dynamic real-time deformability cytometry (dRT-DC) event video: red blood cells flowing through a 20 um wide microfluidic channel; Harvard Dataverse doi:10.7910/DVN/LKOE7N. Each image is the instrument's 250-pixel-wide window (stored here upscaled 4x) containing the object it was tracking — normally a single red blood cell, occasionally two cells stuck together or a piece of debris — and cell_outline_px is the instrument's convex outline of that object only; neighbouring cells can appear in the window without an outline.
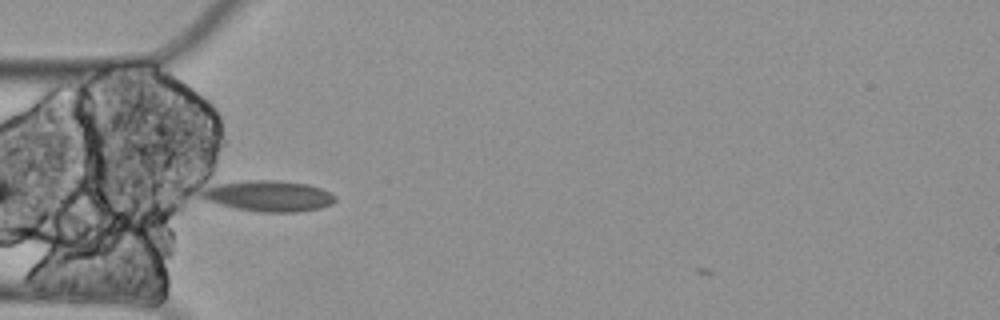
{"species": "Egyptian fruit bat (a non-hibernating species)", "species_latin": "Rousettus aegyptiacus", "temperature_condition": "cold", "stored_images_in_passage": 5, "camera_frame_rate_fps": 3000, "um_per_image_px": 0.085, "animal": {"sex": "female"}, "frame": {"image": 1, "passage_image": 1, "time_ms": 0.0, "image_size_px": [1000, 320], "cell_outline_px": [[336, 200], [332, 204], [320, 208], [296, 212], [260, 212], [236, 208], [204, 200], [196, 196], [204, 176], [280, 180], [308, 184], [320, 188], [336, 196]], "centroid_in_image_um": [22.42, 16.54], "position_along_channel_um": 62.6, "area_um2": 26.65}}
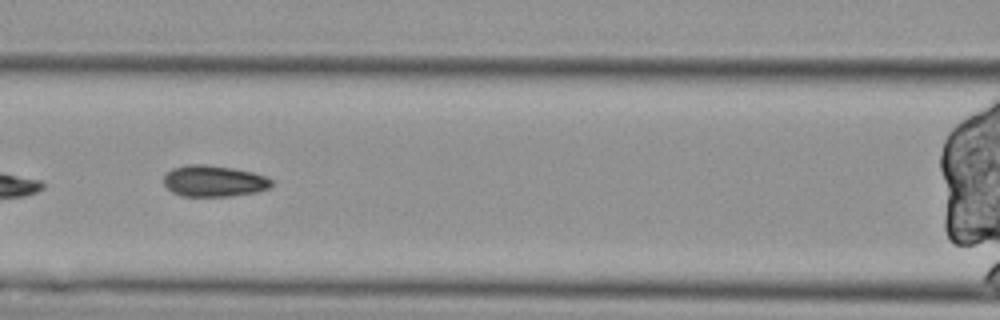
{"frame": {"image": 2, "passage_image": 3, "time_ms": 0.667, "image_size_px": [1000, 320], "cell_outline_px": [[272, 184], [268, 188], [260, 192], [232, 196], [180, 196], [172, 192], [164, 184], [164, 176], [172, 168], [184, 164], [208, 164], [232, 168], [252, 172], [268, 176], [272, 180]], "centroid_in_image_um": [18.19, 15.38], "position_along_channel_um": 148.4, "area_um2": 19.94}}
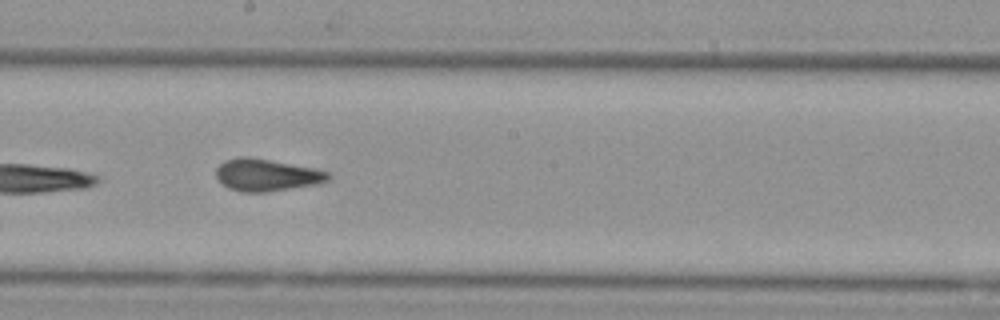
{"frame": {"image": 3, "passage_image": 5, "time_ms": 1.333, "image_size_px": [1000, 320], "cell_outline_px": [[332, 176], [328, 180], [320, 184], [268, 192], [244, 192], [228, 188], [216, 176], [216, 168], [224, 160], [236, 156], [248, 156], [316, 168], [328, 172]], "centroid_in_image_um": [22.69, 14.87], "position_along_channel_um": 225.5, "area_um2": 21.27}}